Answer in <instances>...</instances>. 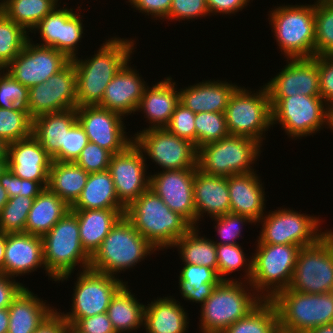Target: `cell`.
I'll return each instance as SVG.
<instances>
[{"instance_id":"59","label":"cell","mask_w":333,"mask_h":333,"mask_svg":"<svg viewBox=\"0 0 333 333\" xmlns=\"http://www.w3.org/2000/svg\"><path fill=\"white\" fill-rule=\"evenodd\" d=\"M25 287L15 278L0 273V309L8 308Z\"/></svg>"},{"instance_id":"68","label":"cell","mask_w":333,"mask_h":333,"mask_svg":"<svg viewBox=\"0 0 333 333\" xmlns=\"http://www.w3.org/2000/svg\"><path fill=\"white\" fill-rule=\"evenodd\" d=\"M8 168V159H0V175Z\"/></svg>"},{"instance_id":"8","label":"cell","mask_w":333,"mask_h":333,"mask_svg":"<svg viewBox=\"0 0 333 333\" xmlns=\"http://www.w3.org/2000/svg\"><path fill=\"white\" fill-rule=\"evenodd\" d=\"M262 144L254 139L228 135L197 149V168L208 175L229 177L256 171Z\"/></svg>"},{"instance_id":"61","label":"cell","mask_w":333,"mask_h":333,"mask_svg":"<svg viewBox=\"0 0 333 333\" xmlns=\"http://www.w3.org/2000/svg\"><path fill=\"white\" fill-rule=\"evenodd\" d=\"M55 309L43 322L38 326L34 333H66L68 323L60 314V309Z\"/></svg>"},{"instance_id":"31","label":"cell","mask_w":333,"mask_h":333,"mask_svg":"<svg viewBox=\"0 0 333 333\" xmlns=\"http://www.w3.org/2000/svg\"><path fill=\"white\" fill-rule=\"evenodd\" d=\"M77 214L80 241L84 250L92 256L100 247L126 209L73 210Z\"/></svg>"},{"instance_id":"24","label":"cell","mask_w":333,"mask_h":333,"mask_svg":"<svg viewBox=\"0 0 333 333\" xmlns=\"http://www.w3.org/2000/svg\"><path fill=\"white\" fill-rule=\"evenodd\" d=\"M51 162L33 135L8 144V168L21 179L49 181Z\"/></svg>"},{"instance_id":"4","label":"cell","mask_w":333,"mask_h":333,"mask_svg":"<svg viewBox=\"0 0 333 333\" xmlns=\"http://www.w3.org/2000/svg\"><path fill=\"white\" fill-rule=\"evenodd\" d=\"M42 242L46 273L55 282L69 280L76 266L81 267L78 272L89 269L91 256L82 247L77 214L73 210L42 236Z\"/></svg>"},{"instance_id":"53","label":"cell","mask_w":333,"mask_h":333,"mask_svg":"<svg viewBox=\"0 0 333 333\" xmlns=\"http://www.w3.org/2000/svg\"><path fill=\"white\" fill-rule=\"evenodd\" d=\"M84 128L77 122L66 134L64 145L52 158V161L74 162L88 143Z\"/></svg>"},{"instance_id":"6","label":"cell","mask_w":333,"mask_h":333,"mask_svg":"<svg viewBox=\"0 0 333 333\" xmlns=\"http://www.w3.org/2000/svg\"><path fill=\"white\" fill-rule=\"evenodd\" d=\"M275 6L269 11L277 48L285 59L314 57L315 4Z\"/></svg>"},{"instance_id":"44","label":"cell","mask_w":333,"mask_h":333,"mask_svg":"<svg viewBox=\"0 0 333 333\" xmlns=\"http://www.w3.org/2000/svg\"><path fill=\"white\" fill-rule=\"evenodd\" d=\"M35 198L10 197L0 212V230L5 233H25L28 213Z\"/></svg>"},{"instance_id":"35","label":"cell","mask_w":333,"mask_h":333,"mask_svg":"<svg viewBox=\"0 0 333 333\" xmlns=\"http://www.w3.org/2000/svg\"><path fill=\"white\" fill-rule=\"evenodd\" d=\"M90 209H126L119 202L109 170L89 173L80 197L71 206V210Z\"/></svg>"},{"instance_id":"47","label":"cell","mask_w":333,"mask_h":333,"mask_svg":"<svg viewBox=\"0 0 333 333\" xmlns=\"http://www.w3.org/2000/svg\"><path fill=\"white\" fill-rule=\"evenodd\" d=\"M29 88L15 80L5 69L0 73V108L26 113L30 118Z\"/></svg>"},{"instance_id":"43","label":"cell","mask_w":333,"mask_h":333,"mask_svg":"<svg viewBox=\"0 0 333 333\" xmlns=\"http://www.w3.org/2000/svg\"><path fill=\"white\" fill-rule=\"evenodd\" d=\"M29 35L0 10V65L4 69L22 51Z\"/></svg>"},{"instance_id":"20","label":"cell","mask_w":333,"mask_h":333,"mask_svg":"<svg viewBox=\"0 0 333 333\" xmlns=\"http://www.w3.org/2000/svg\"><path fill=\"white\" fill-rule=\"evenodd\" d=\"M195 169L164 170L150 174L149 188L154 191L170 210L179 213L196 227L193 182Z\"/></svg>"},{"instance_id":"29","label":"cell","mask_w":333,"mask_h":333,"mask_svg":"<svg viewBox=\"0 0 333 333\" xmlns=\"http://www.w3.org/2000/svg\"><path fill=\"white\" fill-rule=\"evenodd\" d=\"M174 296L157 297L145 305L146 333H186L189 328L188 311Z\"/></svg>"},{"instance_id":"51","label":"cell","mask_w":333,"mask_h":333,"mask_svg":"<svg viewBox=\"0 0 333 333\" xmlns=\"http://www.w3.org/2000/svg\"><path fill=\"white\" fill-rule=\"evenodd\" d=\"M172 134L190 141L196 147L195 113L179 103L165 127Z\"/></svg>"},{"instance_id":"16","label":"cell","mask_w":333,"mask_h":333,"mask_svg":"<svg viewBox=\"0 0 333 333\" xmlns=\"http://www.w3.org/2000/svg\"><path fill=\"white\" fill-rule=\"evenodd\" d=\"M60 3L47 14L31 31L40 35L42 46L52 47L63 52L70 60L77 57L80 53L79 43L84 36L85 26L81 15V5L75 9L66 7L68 4ZM60 7V8H59ZM80 11V13H78ZM43 41V42H42Z\"/></svg>"},{"instance_id":"13","label":"cell","mask_w":333,"mask_h":333,"mask_svg":"<svg viewBox=\"0 0 333 333\" xmlns=\"http://www.w3.org/2000/svg\"><path fill=\"white\" fill-rule=\"evenodd\" d=\"M288 288L307 294L333 292L332 229L316 244L300 248Z\"/></svg>"},{"instance_id":"65","label":"cell","mask_w":333,"mask_h":333,"mask_svg":"<svg viewBox=\"0 0 333 333\" xmlns=\"http://www.w3.org/2000/svg\"><path fill=\"white\" fill-rule=\"evenodd\" d=\"M307 333H333V324L318 326Z\"/></svg>"},{"instance_id":"66","label":"cell","mask_w":333,"mask_h":333,"mask_svg":"<svg viewBox=\"0 0 333 333\" xmlns=\"http://www.w3.org/2000/svg\"><path fill=\"white\" fill-rule=\"evenodd\" d=\"M0 159H8V143L0 138Z\"/></svg>"},{"instance_id":"69","label":"cell","mask_w":333,"mask_h":333,"mask_svg":"<svg viewBox=\"0 0 333 333\" xmlns=\"http://www.w3.org/2000/svg\"><path fill=\"white\" fill-rule=\"evenodd\" d=\"M66 333H82L74 325L68 324V329Z\"/></svg>"},{"instance_id":"25","label":"cell","mask_w":333,"mask_h":333,"mask_svg":"<svg viewBox=\"0 0 333 333\" xmlns=\"http://www.w3.org/2000/svg\"><path fill=\"white\" fill-rule=\"evenodd\" d=\"M256 172L229 176L228 190L230 212L248 216L257 223L267 213L265 210L267 195L264 183Z\"/></svg>"},{"instance_id":"33","label":"cell","mask_w":333,"mask_h":333,"mask_svg":"<svg viewBox=\"0 0 333 333\" xmlns=\"http://www.w3.org/2000/svg\"><path fill=\"white\" fill-rule=\"evenodd\" d=\"M131 291L128 283H125L112 297L108 306L106 313L116 333H137L140 327L144 329L146 304L140 303Z\"/></svg>"},{"instance_id":"34","label":"cell","mask_w":333,"mask_h":333,"mask_svg":"<svg viewBox=\"0 0 333 333\" xmlns=\"http://www.w3.org/2000/svg\"><path fill=\"white\" fill-rule=\"evenodd\" d=\"M71 207L46 187L35 199L28 213L25 233L43 236Z\"/></svg>"},{"instance_id":"57","label":"cell","mask_w":333,"mask_h":333,"mask_svg":"<svg viewBox=\"0 0 333 333\" xmlns=\"http://www.w3.org/2000/svg\"><path fill=\"white\" fill-rule=\"evenodd\" d=\"M131 8H135L139 13L150 16L152 20L160 21L167 18L170 11L172 0H128Z\"/></svg>"},{"instance_id":"9","label":"cell","mask_w":333,"mask_h":333,"mask_svg":"<svg viewBox=\"0 0 333 333\" xmlns=\"http://www.w3.org/2000/svg\"><path fill=\"white\" fill-rule=\"evenodd\" d=\"M250 284L263 300H272L292 280L300 247L293 244H256Z\"/></svg>"},{"instance_id":"7","label":"cell","mask_w":333,"mask_h":333,"mask_svg":"<svg viewBox=\"0 0 333 333\" xmlns=\"http://www.w3.org/2000/svg\"><path fill=\"white\" fill-rule=\"evenodd\" d=\"M273 125H281L293 140L331 129L332 109L320 96L295 94L291 97H269Z\"/></svg>"},{"instance_id":"22","label":"cell","mask_w":333,"mask_h":333,"mask_svg":"<svg viewBox=\"0 0 333 333\" xmlns=\"http://www.w3.org/2000/svg\"><path fill=\"white\" fill-rule=\"evenodd\" d=\"M131 60L132 58L124 64L109 82L102 101L98 105L101 108L119 113L123 117L136 114L135 112L148 86V83L139 74V70L137 71L136 68L129 65Z\"/></svg>"},{"instance_id":"42","label":"cell","mask_w":333,"mask_h":333,"mask_svg":"<svg viewBox=\"0 0 333 333\" xmlns=\"http://www.w3.org/2000/svg\"><path fill=\"white\" fill-rule=\"evenodd\" d=\"M278 322L274 303L271 300H263L247 316L237 320L222 333H272Z\"/></svg>"},{"instance_id":"39","label":"cell","mask_w":333,"mask_h":333,"mask_svg":"<svg viewBox=\"0 0 333 333\" xmlns=\"http://www.w3.org/2000/svg\"><path fill=\"white\" fill-rule=\"evenodd\" d=\"M59 3V0H0V10L30 34Z\"/></svg>"},{"instance_id":"14","label":"cell","mask_w":333,"mask_h":333,"mask_svg":"<svg viewBox=\"0 0 333 333\" xmlns=\"http://www.w3.org/2000/svg\"><path fill=\"white\" fill-rule=\"evenodd\" d=\"M73 286L69 312H60L65 321L74 325L80 318L106 313L115 293L128 281L90 268L79 271Z\"/></svg>"},{"instance_id":"45","label":"cell","mask_w":333,"mask_h":333,"mask_svg":"<svg viewBox=\"0 0 333 333\" xmlns=\"http://www.w3.org/2000/svg\"><path fill=\"white\" fill-rule=\"evenodd\" d=\"M196 149L229 135L225 113L201 112L195 114Z\"/></svg>"},{"instance_id":"27","label":"cell","mask_w":333,"mask_h":333,"mask_svg":"<svg viewBox=\"0 0 333 333\" xmlns=\"http://www.w3.org/2000/svg\"><path fill=\"white\" fill-rule=\"evenodd\" d=\"M196 227L207 214L215 218L230 212L228 177L208 175L196 170L193 182Z\"/></svg>"},{"instance_id":"60","label":"cell","mask_w":333,"mask_h":333,"mask_svg":"<svg viewBox=\"0 0 333 333\" xmlns=\"http://www.w3.org/2000/svg\"><path fill=\"white\" fill-rule=\"evenodd\" d=\"M251 0H206L211 15L231 16L247 8Z\"/></svg>"},{"instance_id":"48","label":"cell","mask_w":333,"mask_h":333,"mask_svg":"<svg viewBox=\"0 0 333 333\" xmlns=\"http://www.w3.org/2000/svg\"><path fill=\"white\" fill-rule=\"evenodd\" d=\"M33 120L24 112L0 108V138L8 144L32 135Z\"/></svg>"},{"instance_id":"5","label":"cell","mask_w":333,"mask_h":333,"mask_svg":"<svg viewBox=\"0 0 333 333\" xmlns=\"http://www.w3.org/2000/svg\"><path fill=\"white\" fill-rule=\"evenodd\" d=\"M262 301L248 282L221 281L201 305L199 331L222 333L237 320L247 316Z\"/></svg>"},{"instance_id":"11","label":"cell","mask_w":333,"mask_h":333,"mask_svg":"<svg viewBox=\"0 0 333 333\" xmlns=\"http://www.w3.org/2000/svg\"><path fill=\"white\" fill-rule=\"evenodd\" d=\"M281 207L267 211L257 222V225L261 223L262 226L259 227L261 231L257 236V244H293L302 248L316 244L329 232L327 228L321 230L323 220L319 215L317 217Z\"/></svg>"},{"instance_id":"63","label":"cell","mask_w":333,"mask_h":333,"mask_svg":"<svg viewBox=\"0 0 333 333\" xmlns=\"http://www.w3.org/2000/svg\"><path fill=\"white\" fill-rule=\"evenodd\" d=\"M6 241L7 233L0 230V270L3 268L4 265Z\"/></svg>"},{"instance_id":"12","label":"cell","mask_w":333,"mask_h":333,"mask_svg":"<svg viewBox=\"0 0 333 333\" xmlns=\"http://www.w3.org/2000/svg\"><path fill=\"white\" fill-rule=\"evenodd\" d=\"M271 301L279 322L288 328L307 333L318 326L333 324V292L307 294L287 288Z\"/></svg>"},{"instance_id":"1","label":"cell","mask_w":333,"mask_h":333,"mask_svg":"<svg viewBox=\"0 0 333 333\" xmlns=\"http://www.w3.org/2000/svg\"><path fill=\"white\" fill-rule=\"evenodd\" d=\"M135 41L134 38L111 36L94 55L71 59L76 72L77 107L101 103L109 82L136 52Z\"/></svg>"},{"instance_id":"55","label":"cell","mask_w":333,"mask_h":333,"mask_svg":"<svg viewBox=\"0 0 333 333\" xmlns=\"http://www.w3.org/2000/svg\"><path fill=\"white\" fill-rule=\"evenodd\" d=\"M320 97L333 109V55L317 56Z\"/></svg>"},{"instance_id":"26","label":"cell","mask_w":333,"mask_h":333,"mask_svg":"<svg viewBox=\"0 0 333 333\" xmlns=\"http://www.w3.org/2000/svg\"><path fill=\"white\" fill-rule=\"evenodd\" d=\"M171 76L165 77L155 85L147 86L136 112L144 114L148 127L143 130L165 128L176 106L180 103L177 84Z\"/></svg>"},{"instance_id":"40","label":"cell","mask_w":333,"mask_h":333,"mask_svg":"<svg viewBox=\"0 0 333 333\" xmlns=\"http://www.w3.org/2000/svg\"><path fill=\"white\" fill-rule=\"evenodd\" d=\"M46 82L49 83L50 113L77 107L76 72L72 60Z\"/></svg>"},{"instance_id":"28","label":"cell","mask_w":333,"mask_h":333,"mask_svg":"<svg viewBox=\"0 0 333 333\" xmlns=\"http://www.w3.org/2000/svg\"><path fill=\"white\" fill-rule=\"evenodd\" d=\"M238 87L228 80H202L179 89L180 103L193 113H225L230 96Z\"/></svg>"},{"instance_id":"18","label":"cell","mask_w":333,"mask_h":333,"mask_svg":"<svg viewBox=\"0 0 333 333\" xmlns=\"http://www.w3.org/2000/svg\"><path fill=\"white\" fill-rule=\"evenodd\" d=\"M148 168L143 152L134 141L122 152L112 155L108 170L119 202L125 208L149 188Z\"/></svg>"},{"instance_id":"70","label":"cell","mask_w":333,"mask_h":333,"mask_svg":"<svg viewBox=\"0 0 333 333\" xmlns=\"http://www.w3.org/2000/svg\"><path fill=\"white\" fill-rule=\"evenodd\" d=\"M314 4H333V0H314Z\"/></svg>"},{"instance_id":"46","label":"cell","mask_w":333,"mask_h":333,"mask_svg":"<svg viewBox=\"0 0 333 333\" xmlns=\"http://www.w3.org/2000/svg\"><path fill=\"white\" fill-rule=\"evenodd\" d=\"M333 55V4H315L314 56Z\"/></svg>"},{"instance_id":"32","label":"cell","mask_w":333,"mask_h":333,"mask_svg":"<svg viewBox=\"0 0 333 333\" xmlns=\"http://www.w3.org/2000/svg\"><path fill=\"white\" fill-rule=\"evenodd\" d=\"M77 122L76 108L43 114L33 119L32 135L53 158L64 145L65 134Z\"/></svg>"},{"instance_id":"15","label":"cell","mask_w":333,"mask_h":333,"mask_svg":"<svg viewBox=\"0 0 333 333\" xmlns=\"http://www.w3.org/2000/svg\"><path fill=\"white\" fill-rule=\"evenodd\" d=\"M134 143L151 161L164 170L195 169L197 149L193 143L182 139L166 128L139 130L133 135ZM148 158H147V157Z\"/></svg>"},{"instance_id":"71","label":"cell","mask_w":333,"mask_h":333,"mask_svg":"<svg viewBox=\"0 0 333 333\" xmlns=\"http://www.w3.org/2000/svg\"><path fill=\"white\" fill-rule=\"evenodd\" d=\"M331 130L333 132V109H332V113H331Z\"/></svg>"},{"instance_id":"67","label":"cell","mask_w":333,"mask_h":333,"mask_svg":"<svg viewBox=\"0 0 333 333\" xmlns=\"http://www.w3.org/2000/svg\"><path fill=\"white\" fill-rule=\"evenodd\" d=\"M8 200L9 196L7 194V191L0 184V212L4 205L8 202Z\"/></svg>"},{"instance_id":"54","label":"cell","mask_w":333,"mask_h":333,"mask_svg":"<svg viewBox=\"0 0 333 333\" xmlns=\"http://www.w3.org/2000/svg\"><path fill=\"white\" fill-rule=\"evenodd\" d=\"M207 16L210 17V12L206 0H172L166 21H193Z\"/></svg>"},{"instance_id":"3","label":"cell","mask_w":333,"mask_h":333,"mask_svg":"<svg viewBox=\"0 0 333 333\" xmlns=\"http://www.w3.org/2000/svg\"><path fill=\"white\" fill-rule=\"evenodd\" d=\"M156 251L123 215L91 256L89 268L119 278V273L133 269Z\"/></svg>"},{"instance_id":"23","label":"cell","mask_w":333,"mask_h":333,"mask_svg":"<svg viewBox=\"0 0 333 333\" xmlns=\"http://www.w3.org/2000/svg\"><path fill=\"white\" fill-rule=\"evenodd\" d=\"M40 267L44 268L48 279L55 281L46 273L42 237L29 233H7L4 265L0 273L16 278L29 275Z\"/></svg>"},{"instance_id":"52","label":"cell","mask_w":333,"mask_h":333,"mask_svg":"<svg viewBox=\"0 0 333 333\" xmlns=\"http://www.w3.org/2000/svg\"><path fill=\"white\" fill-rule=\"evenodd\" d=\"M112 155L99 145L88 142L74 162L88 173L101 172L109 169Z\"/></svg>"},{"instance_id":"2","label":"cell","mask_w":333,"mask_h":333,"mask_svg":"<svg viewBox=\"0 0 333 333\" xmlns=\"http://www.w3.org/2000/svg\"><path fill=\"white\" fill-rule=\"evenodd\" d=\"M125 216L157 251L171 249L193 227L150 188L126 208Z\"/></svg>"},{"instance_id":"38","label":"cell","mask_w":333,"mask_h":333,"mask_svg":"<svg viewBox=\"0 0 333 333\" xmlns=\"http://www.w3.org/2000/svg\"><path fill=\"white\" fill-rule=\"evenodd\" d=\"M199 231V227H192L172 248H178L182 263L206 266L217 271L216 244L211 238L201 236Z\"/></svg>"},{"instance_id":"30","label":"cell","mask_w":333,"mask_h":333,"mask_svg":"<svg viewBox=\"0 0 333 333\" xmlns=\"http://www.w3.org/2000/svg\"><path fill=\"white\" fill-rule=\"evenodd\" d=\"M29 289L25 287L8 307V333H34L43 320L56 309Z\"/></svg>"},{"instance_id":"58","label":"cell","mask_w":333,"mask_h":333,"mask_svg":"<svg viewBox=\"0 0 333 333\" xmlns=\"http://www.w3.org/2000/svg\"><path fill=\"white\" fill-rule=\"evenodd\" d=\"M74 326L82 333H116L107 313L80 318Z\"/></svg>"},{"instance_id":"62","label":"cell","mask_w":333,"mask_h":333,"mask_svg":"<svg viewBox=\"0 0 333 333\" xmlns=\"http://www.w3.org/2000/svg\"><path fill=\"white\" fill-rule=\"evenodd\" d=\"M9 329V310L0 309V333H8Z\"/></svg>"},{"instance_id":"17","label":"cell","mask_w":333,"mask_h":333,"mask_svg":"<svg viewBox=\"0 0 333 333\" xmlns=\"http://www.w3.org/2000/svg\"><path fill=\"white\" fill-rule=\"evenodd\" d=\"M34 42L29 38L22 51L5 68L27 88L46 82L70 61L63 52Z\"/></svg>"},{"instance_id":"19","label":"cell","mask_w":333,"mask_h":333,"mask_svg":"<svg viewBox=\"0 0 333 333\" xmlns=\"http://www.w3.org/2000/svg\"><path fill=\"white\" fill-rule=\"evenodd\" d=\"M77 120L84 128L88 141L112 154L122 152L133 142L126 132V117L109 109L95 106L76 107ZM125 118V119H124ZM125 124V126H124Z\"/></svg>"},{"instance_id":"56","label":"cell","mask_w":333,"mask_h":333,"mask_svg":"<svg viewBox=\"0 0 333 333\" xmlns=\"http://www.w3.org/2000/svg\"><path fill=\"white\" fill-rule=\"evenodd\" d=\"M31 119L50 113L49 83L44 82L29 88Z\"/></svg>"},{"instance_id":"21","label":"cell","mask_w":333,"mask_h":333,"mask_svg":"<svg viewBox=\"0 0 333 333\" xmlns=\"http://www.w3.org/2000/svg\"><path fill=\"white\" fill-rule=\"evenodd\" d=\"M286 63L276 76L264 83L269 97L320 96L317 56L286 59Z\"/></svg>"},{"instance_id":"64","label":"cell","mask_w":333,"mask_h":333,"mask_svg":"<svg viewBox=\"0 0 333 333\" xmlns=\"http://www.w3.org/2000/svg\"><path fill=\"white\" fill-rule=\"evenodd\" d=\"M272 333H304L296 329L288 328L284 325H282L280 322L276 324V326L273 328Z\"/></svg>"},{"instance_id":"50","label":"cell","mask_w":333,"mask_h":333,"mask_svg":"<svg viewBox=\"0 0 333 333\" xmlns=\"http://www.w3.org/2000/svg\"><path fill=\"white\" fill-rule=\"evenodd\" d=\"M0 184L10 197L36 198L47 186L48 181H32L15 176L9 168L0 175Z\"/></svg>"},{"instance_id":"37","label":"cell","mask_w":333,"mask_h":333,"mask_svg":"<svg viewBox=\"0 0 333 333\" xmlns=\"http://www.w3.org/2000/svg\"><path fill=\"white\" fill-rule=\"evenodd\" d=\"M88 175L75 162L52 161L47 187L71 207L80 197Z\"/></svg>"},{"instance_id":"41","label":"cell","mask_w":333,"mask_h":333,"mask_svg":"<svg viewBox=\"0 0 333 333\" xmlns=\"http://www.w3.org/2000/svg\"><path fill=\"white\" fill-rule=\"evenodd\" d=\"M244 253L240 244H216L217 273L222 281H241L244 278V282H250L253 257ZM242 269L245 271L243 278H229L228 275Z\"/></svg>"},{"instance_id":"10","label":"cell","mask_w":333,"mask_h":333,"mask_svg":"<svg viewBox=\"0 0 333 333\" xmlns=\"http://www.w3.org/2000/svg\"><path fill=\"white\" fill-rule=\"evenodd\" d=\"M239 85L226 107V125L230 135L254 139L263 145L266 132L272 127V112L266 86L255 90Z\"/></svg>"},{"instance_id":"72","label":"cell","mask_w":333,"mask_h":333,"mask_svg":"<svg viewBox=\"0 0 333 333\" xmlns=\"http://www.w3.org/2000/svg\"><path fill=\"white\" fill-rule=\"evenodd\" d=\"M4 70V68L0 65V73Z\"/></svg>"},{"instance_id":"36","label":"cell","mask_w":333,"mask_h":333,"mask_svg":"<svg viewBox=\"0 0 333 333\" xmlns=\"http://www.w3.org/2000/svg\"><path fill=\"white\" fill-rule=\"evenodd\" d=\"M182 264L178 276L179 293L184 300L201 306L222 280L214 269L196 264Z\"/></svg>"},{"instance_id":"49","label":"cell","mask_w":333,"mask_h":333,"mask_svg":"<svg viewBox=\"0 0 333 333\" xmlns=\"http://www.w3.org/2000/svg\"><path fill=\"white\" fill-rule=\"evenodd\" d=\"M211 219L212 222L215 221V232H217L218 237L220 236L219 241L213 239L215 244H239L236 240H239V237L243 239L242 227L245 224L256 225V222L250 217L231 212Z\"/></svg>"}]
</instances>
